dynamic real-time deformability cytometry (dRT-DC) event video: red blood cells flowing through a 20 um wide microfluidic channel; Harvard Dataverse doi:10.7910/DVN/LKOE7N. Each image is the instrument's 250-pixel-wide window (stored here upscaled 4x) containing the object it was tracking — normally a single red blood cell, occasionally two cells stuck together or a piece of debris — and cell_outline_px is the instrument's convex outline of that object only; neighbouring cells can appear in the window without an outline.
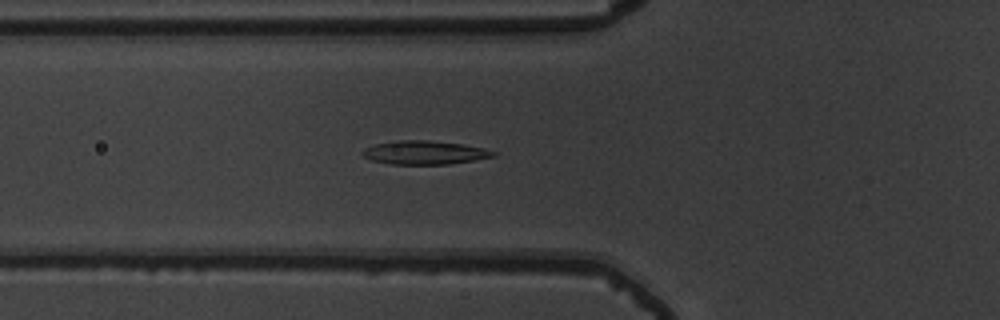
{"species": "common noctule bat (a hibernating species)", "species_latin": "Nyctalus noctula", "temperature_condition": "warm", "stored_images_in_passage": 49, "camera_frame_rate_fps": 3000, "um_per_image_px": 0.085, "animal": {"sex": "male", "body_mass_g": 19.5, "forearm_length_mm": 54.6}, "frame": {"image": 1, "passage_image": 19, "time_ms": 6.0, "image_size_px": [1000, 320], "cell_outline_px": [[496, 156], [448, 164], [388, 164], [372, 160], [364, 156], [360, 152], [364, 148], [376, 144], [396, 140], [428, 140], [464, 144], [496, 152]], "centroid_in_image_um": [36.04, 12.96], "position_along_channel_um": 89.8, "area_um2": 17.86}}
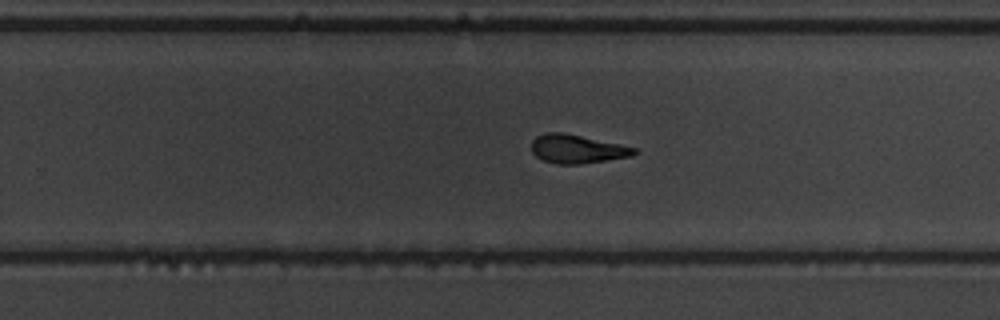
{"frame": {"image": 2, "passage_image": 34, "time_ms": 11.0, "image_size_px": [1000, 320], "cell_outline_px": [[640, 152], [632, 156], [580, 164], [556, 164], [544, 160], [536, 156], [532, 152], [532, 140], [536, 136], [544, 132], [564, 132], [620, 144], [636, 148]], "centroid_in_image_um": [49.06, 12.65], "position_along_channel_um": 280.7, "area_um2": 17.22}}
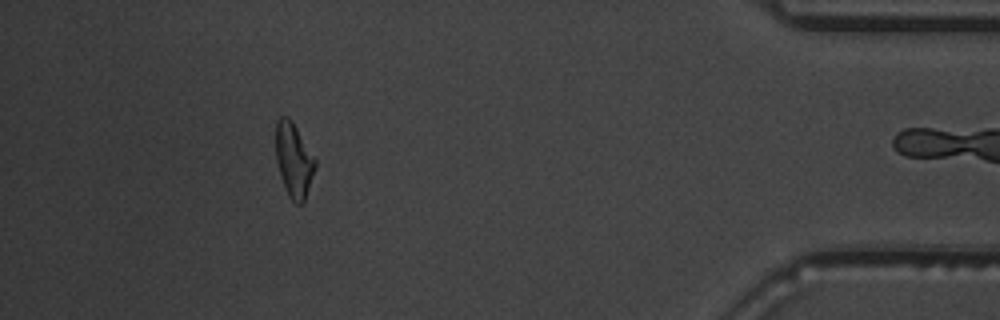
{"frame": {"image": 3, "passage_image": 48, "time_ms": 15.667, "image_size_px": [1000, 320], "cell_outline_px": [[316, 168], [304, 204], [296, 204], [288, 196], [276, 160], [276, 120], [280, 116], [288, 116], [292, 120], [316, 160]], "centroid_in_image_um": [24.99, 13.61], "position_along_channel_um": 410.2, "area_um2": 17.11}}